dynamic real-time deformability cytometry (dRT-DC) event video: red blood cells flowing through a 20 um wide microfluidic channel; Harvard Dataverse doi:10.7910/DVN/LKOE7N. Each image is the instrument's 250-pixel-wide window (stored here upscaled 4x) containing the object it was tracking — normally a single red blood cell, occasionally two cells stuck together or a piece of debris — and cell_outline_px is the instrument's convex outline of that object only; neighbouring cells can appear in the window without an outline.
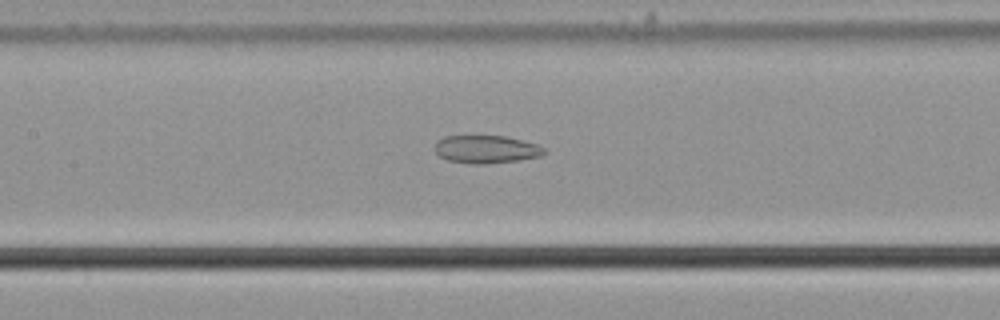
{"species": "common noctule bat (a hibernating species)", "species_latin": "Nyctalus noctula", "temperature_condition": "cold", "stored_images_in_passage": 27, "camera_frame_rate_fps": 3000, "um_per_image_px": 0.085, "animal": {"sex": "male", "body_mass_g": 21.5, "forearm_length_mm": 52.0}, "frame": {"image": 1, "passage_image": 27, "time_ms": 8.667, "image_size_px": [1000, 320], "cell_outline_px": [[544, 152], [540, 156], [516, 160], [488, 164], [476, 164], [448, 160], [440, 156], [436, 152], [436, 144], [444, 136], [504, 136], [536, 144], [544, 148]], "centroid_in_image_um": [41.32, 12.69], "position_along_channel_um": 166.1, "area_um2": 17.34}}